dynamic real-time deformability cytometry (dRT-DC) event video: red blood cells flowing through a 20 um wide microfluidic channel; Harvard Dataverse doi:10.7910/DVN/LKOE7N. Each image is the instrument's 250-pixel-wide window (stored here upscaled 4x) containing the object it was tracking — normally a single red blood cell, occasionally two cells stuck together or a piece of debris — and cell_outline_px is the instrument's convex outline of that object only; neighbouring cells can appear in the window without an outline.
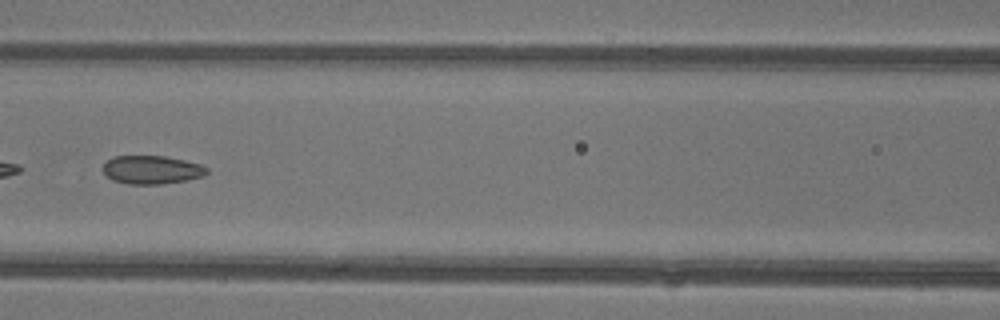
{"species": "common noctule bat (a hibernating species)", "species_latin": "Nyctalus noctula", "temperature_condition": "warm", "stored_images_in_passage": 6, "camera_frame_rate_fps": 3000, "um_per_image_px": 0.085, "animal": {"sex": "female"}, "frame": {"image": 1, "passage_image": 6, "time_ms": 1.667, "image_size_px": [1000, 320], "cell_outline_px": [[208, 172], [204, 176], [188, 180], [160, 184], [128, 184], [112, 180], [104, 172], [104, 164], [112, 156], [164, 156], [184, 160], [200, 164], [208, 168]], "centroid_in_image_um": [12.92, 14.43], "position_along_channel_um": 153.7, "area_um2": 17.17}}